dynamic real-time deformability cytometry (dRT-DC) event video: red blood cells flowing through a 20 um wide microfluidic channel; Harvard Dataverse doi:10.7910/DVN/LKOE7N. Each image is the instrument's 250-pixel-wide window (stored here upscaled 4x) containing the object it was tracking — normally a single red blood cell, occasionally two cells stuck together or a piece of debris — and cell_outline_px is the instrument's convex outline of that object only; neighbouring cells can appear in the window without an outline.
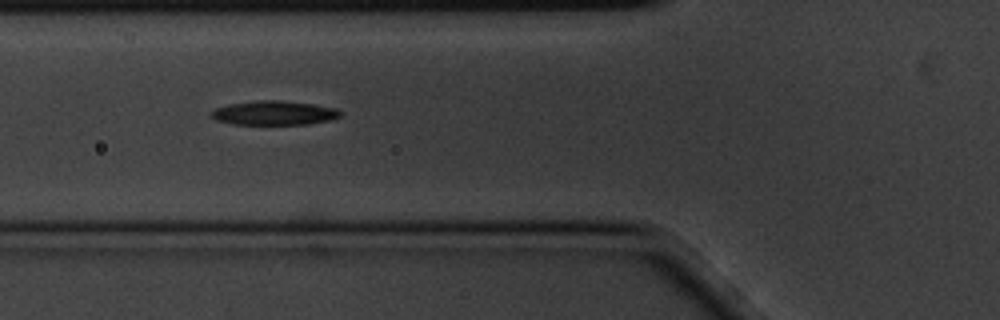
{"species": "common noctule bat (a hibernating species)", "species_latin": "Nyctalus noctula", "temperature_condition": "cold", "stored_images_in_passage": 6, "camera_frame_rate_fps": 3000, "um_per_image_px": 0.085, "animal": {"sex": "male", "body_mass_g": 20.1, "forearm_length_mm": 53.5}, "frame": {"image": 1, "passage_image": 2, "time_ms": 0.333, "image_size_px": [1000, 320], "cell_outline_px": [[344, 112], [340, 116], [328, 120], [308, 124], [232, 124], [216, 120], [208, 112], [216, 108], [228, 104], [252, 100], [276, 100], [312, 104], [336, 108]], "centroid_in_image_um": [23.27, 9.59], "position_along_channel_um": 102.5, "area_um2": 18.21}}
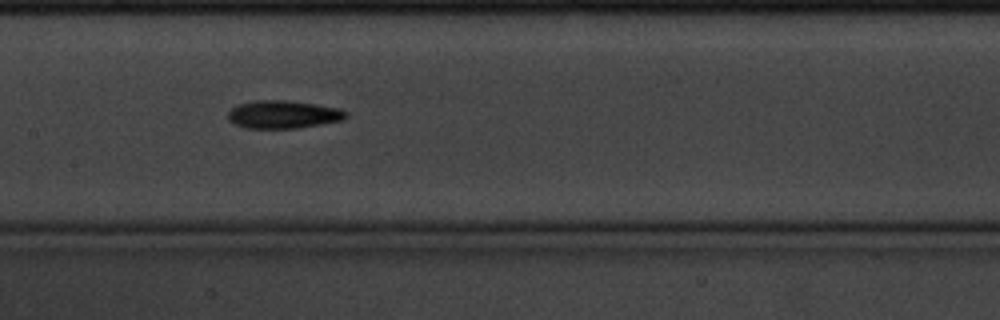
{"frame": {"image": 2, "passage_image": 4, "time_ms": 1.0, "image_size_px": [1000, 320], "cell_outline_px": [[348, 116], [340, 120], [296, 128], [248, 128], [236, 124], [228, 120], [228, 112], [232, 108], [240, 104], [256, 100], [284, 100], [316, 104], [340, 108], [348, 112]], "centroid_in_image_um": [24.07, 9.72], "position_along_channel_um": 183.3, "area_um2": 18.96}}
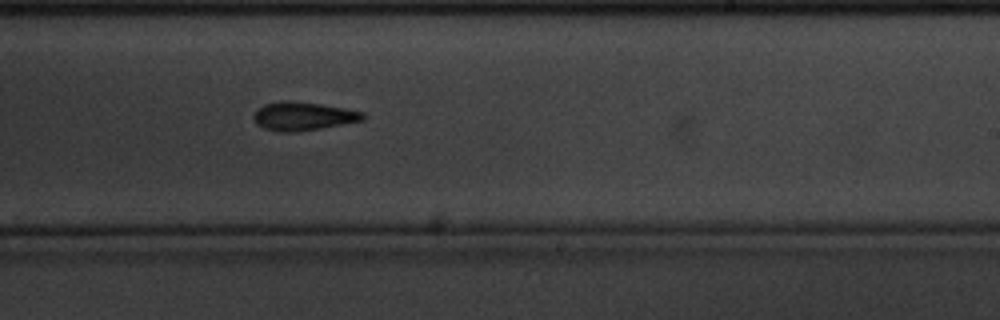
{"frame": {"image": 3, "passage_image": 6, "time_ms": 1.667, "image_size_px": [1000, 320], "cell_outline_px": [[364, 120], [320, 128], [296, 132], [280, 132], [264, 128], [256, 124], [252, 116], [256, 108], [264, 104], [284, 100], [288, 100], [320, 104], [344, 108], [364, 112]], "centroid_in_image_um": [25.71, 9.87], "position_along_channel_um": 263.3, "area_um2": 18.15}}